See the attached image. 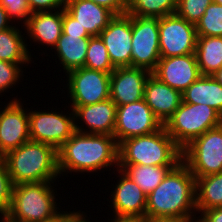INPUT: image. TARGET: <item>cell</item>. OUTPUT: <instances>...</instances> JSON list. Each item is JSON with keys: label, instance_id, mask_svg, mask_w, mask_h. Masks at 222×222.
I'll return each mask as SVG.
<instances>
[{"label": "cell", "instance_id": "ab89813d", "mask_svg": "<svg viewBox=\"0 0 222 222\" xmlns=\"http://www.w3.org/2000/svg\"><path fill=\"white\" fill-rule=\"evenodd\" d=\"M14 26L4 7L0 5V32Z\"/></svg>", "mask_w": 222, "mask_h": 222}, {"label": "cell", "instance_id": "52a82bcc", "mask_svg": "<svg viewBox=\"0 0 222 222\" xmlns=\"http://www.w3.org/2000/svg\"><path fill=\"white\" fill-rule=\"evenodd\" d=\"M182 162L194 177L222 172V124L206 131L183 148Z\"/></svg>", "mask_w": 222, "mask_h": 222}, {"label": "cell", "instance_id": "9a60e30c", "mask_svg": "<svg viewBox=\"0 0 222 222\" xmlns=\"http://www.w3.org/2000/svg\"><path fill=\"white\" fill-rule=\"evenodd\" d=\"M115 68L132 67V16L115 15L108 26L100 33Z\"/></svg>", "mask_w": 222, "mask_h": 222}, {"label": "cell", "instance_id": "44dd1931", "mask_svg": "<svg viewBox=\"0 0 222 222\" xmlns=\"http://www.w3.org/2000/svg\"><path fill=\"white\" fill-rule=\"evenodd\" d=\"M65 10L91 37L99 36L115 17L112 11L91 0H66Z\"/></svg>", "mask_w": 222, "mask_h": 222}, {"label": "cell", "instance_id": "f546056e", "mask_svg": "<svg viewBox=\"0 0 222 222\" xmlns=\"http://www.w3.org/2000/svg\"><path fill=\"white\" fill-rule=\"evenodd\" d=\"M195 27L197 36L222 37V5L212 2Z\"/></svg>", "mask_w": 222, "mask_h": 222}, {"label": "cell", "instance_id": "484cf974", "mask_svg": "<svg viewBox=\"0 0 222 222\" xmlns=\"http://www.w3.org/2000/svg\"><path fill=\"white\" fill-rule=\"evenodd\" d=\"M196 178V211L222 207V172Z\"/></svg>", "mask_w": 222, "mask_h": 222}, {"label": "cell", "instance_id": "f6af8a7d", "mask_svg": "<svg viewBox=\"0 0 222 222\" xmlns=\"http://www.w3.org/2000/svg\"><path fill=\"white\" fill-rule=\"evenodd\" d=\"M0 222H13L6 213H0Z\"/></svg>", "mask_w": 222, "mask_h": 222}, {"label": "cell", "instance_id": "836d02e7", "mask_svg": "<svg viewBox=\"0 0 222 222\" xmlns=\"http://www.w3.org/2000/svg\"><path fill=\"white\" fill-rule=\"evenodd\" d=\"M27 1L28 0H0V5L5 8L9 19L14 22V24L15 21L16 23L18 22V25L21 22V26L24 28L31 15Z\"/></svg>", "mask_w": 222, "mask_h": 222}, {"label": "cell", "instance_id": "d590c367", "mask_svg": "<svg viewBox=\"0 0 222 222\" xmlns=\"http://www.w3.org/2000/svg\"><path fill=\"white\" fill-rule=\"evenodd\" d=\"M62 33L66 35H89L85 28H82L65 9H63Z\"/></svg>", "mask_w": 222, "mask_h": 222}, {"label": "cell", "instance_id": "603a6c76", "mask_svg": "<svg viewBox=\"0 0 222 222\" xmlns=\"http://www.w3.org/2000/svg\"><path fill=\"white\" fill-rule=\"evenodd\" d=\"M182 102L207 104L222 116V85L212 75H201L182 93Z\"/></svg>", "mask_w": 222, "mask_h": 222}, {"label": "cell", "instance_id": "4dcf8cb0", "mask_svg": "<svg viewBox=\"0 0 222 222\" xmlns=\"http://www.w3.org/2000/svg\"><path fill=\"white\" fill-rule=\"evenodd\" d=\"M23 66L27 67L28 65L25 64H16L11 63L8 61L0 60V96L2 97L6 93H8L10 90L14 87L16 88V85L20 82H22V77L24 79V71Z\"/></svg>", "mask_w": 222, "mask_h": 222}, {"label": "cell", "instance_id": "3957f363", "mask_svg": "<svg viewBox=\"0 0 222 222\" xmlns=\"http://www.w3.org/2000/svg\"><path fill=\"white\" fill-rule=\"evenodd\" d=\"M3 157L13 185L60 178L58 150L49 144L29 140Z\"/></svg>", "mask_w": 222, "mask_h": 222}, {"label": "cell", "instance_id": "7bdbcfd3", "mask_svg": "<svg viewBox=\"0 0 222 222\" xmlns=\"http://www.w3.org/2000/svg\"><path fill=\"white\" fill-rule=\"evenodd\" d=\"M45 222H65V211L62 208V212L59 215Z\"/></svg>", "mask_w": 222, "mask_h": 222}, {"label": "cell", "instance_id": "30bf717a", "mask_svg": "<svg viewBox=\"0 0 222 222\" xmlns=\"http://www.w3.org/2000/svg\"><path fill=\"white\" fill-rule=\"evenodd\" d=\"M132 67L151 73L161 58L159 45V18L132 16Z\"/></svg>", "mask_w": 222, "mask_h": 222}, {"label": "cell", "instance_id": "6da1fadb", "mask_svg": "<svg viewBox=\"0 0 222 222\" xmlns=\"http://www.w3.org/2000/svg\"><path fill=\"white\" fill-rule=\"evenodd\" d=\"M196 178L180 162L163 181L147 195L146 218L178 219L184 222L197 218Z\"/></svg>", "mask_w": 222, "mask_h": 222}, {"label": "cell", "instance_id": "74e56055", "mask_svg": "<svg viewBox=\"0 0 222 222\" xmlns=\"http://www.w3.org/2000/svg\"><path fill=\"white\" fill-rule=\"evenodd\" d=\"M198 218L202 222H222V207L203 211Z\"/></svg>", "mask_w": 222, "mask_h": 222}, {"label": "cell", "instance_id": "5bb4252c", "mask_svg": "<svg viewBox=\"0 0 222 222\" xmlns=\"http://www.w3.org/2000/svg\"><path fill=\"white\" fill-rule=\"evenodd\" d=\"M112 173L118 174V176H115L119 178L115 186L112 184V191L109 195L111 199H107L109 203L112 202L108 205L109 208H113L112 216L144 219L146 215L147 195L120 169Z\"/></svg>", "mask_w": 222, "mask_h": 222}, {"label": "cell", "instance_id": "5b68a950", "mask_svg": "<svg viewBox=\"0 0 222 222\" xmlns=\"http://www.w3.org/2000/svg\"><path fill=\"white\" fill-rule=\"evenodd\" d=\"M54 182L56 183L45 181L14 185L11 205L6 214L13 222H45L53 219L62 212L57 203L58 194Z\"/></svg>", "mask_w": 222, "mask_h": 222}, {"label": "cell", "instance_id": "8fae6325", "mask_svg": "<svg viewBox=\"0 0 222 222\" xmlns=\"http://www.w3.org/2000/svg\"><path fill=\"white\" fill-rule=\"evenodd\" d=\"M197 37L195 25L176 13L159 18L161 58L195 53Z\"/></svg>", "mask_w": 222, "mask_h": 222}, {"label": "cell", "instance_id": "f1b7e54d", "mask_svg": "<svg viewBox=\"0 0 222 222\" xmlns=\"http://www.w3.org/2000/svg\"><path fill=\"white\" fill-rule=\"evenodd\" d=\"M84 67L110 74L115 70L100 36L90 37Z\"/></svg>", "mask_w": 222, "mask_h": 222}, {"label": "cell", "instance_id": "60d3db41", "mask_svg": "<svg viewBox=\"0 0 222 222\" xmlns=\"http://www.w3.org/2000/svg\"><path fill=\"white\" fill-rule=\"evenodd\" d=\"M141 222V219L138 218H127V217H111V219L108 218V222Z\"/></svg>", "mask_w": 222, "mask_h": 222}, {"label": "cell", "instance_id": "e0dca14e", "mask_svg": "<svg viewBox=\"0 0 222 222\" xmlns=\"http://www.w3.org/2000/svg\"><path fill=\"white\" fill-rule=\"evenodd\" d=\"M152 74L181 93L201 76L195 53L160 58Z\"/></svg>", "mask_w": 222, "mask_h": 222}, {"label": "cell", "instance_id": "8992f818", "mask_svg": "<svg viewBox=\"0 0 222 222\" xmlns=\"http://www.w3.org/2000/svg\"><path fill=\"white\" fill-rule=\"evenodd\" d=\"M222 124V116L207 104L182 102L166 121L164 128L181 148H185L195 138Z\"/></svg>", "mask_w": 222, "mask_h": 222}, {"label": "cell", "instance_id": "bcb514c9", "mask_svg": "<svg viewBox=\"0 0 222 222\" xmlns=\"http://www.w3.org/2000/svg\"><path fill=\"white\" fill-rule=\"evenodd\" d=\"M189 222H202L198 217L190 220Z\"/></svg>", "mask_w": 222, "mask_h": 222}, {"label": "cell", "instance_id": "ba28073f", "mask_svg": "<svg viewBox=\"0 0 222 222\" xmlns=\"http://www.w3.org/2000/svg\"><path fill=\"white\" fill-rule=\"evenodd\" d=\"M28 109L30 140L49 144L57 150L73 135L75 130L74 112L57 109ZM69 113V114H68Z\"/></svg>", "mask_w": 222, "mask_h": 222}, {"label": "cell", "instance_id": "f35d334b", "mask_svg": "<svg viewBox=\"0 0 222 222\" xmlns=\"http://www.w3.org/2000/svg\"><path fill=\"white\" fill-rule=\"evenodd\" d=\"M84 211H65V222H92Z\"/></svg>", "mask_w": 222, "mask_h": 222}, {"label": "cell", "instance_id": "d6a6232c", "mask_svg": "<svg viewBox=\"0 0 222 222\" xmlns=\"http://www.w3.org/2000/svg\"><path fill=\"white\" fill-rule=\"evenodd\" d=\"M13 183L3 156H0V213H6L11 205Z\"/></svg>", "mask_w": 222, "mask_h": 222}, {"label": "cell", "instance_id": "b9f144b4", "mask_svg": "<svg viewBox=\"0 0 222 222\" xmlns=\"http://www.w3.org/2000/svg\"><path fill=\"white\" fill-rule=\"evenodd\" d=\"M141 222H184L178 219H165V218H144Z\"/></svg>", "mask_w": 222, "mask_h": 222}, {"label": "cell", "instance_id": "9c48e42d", "mask_svg": "<svg viewBox=\"0 0 222 222\" xmlns=\"http://www.w3.org/2000/svg\"><path fill=\"white\" fill-rule=\"evenodd\" d=\"M70 106H85L110 98V73L81 67L66 73Z\"/></svg>", "mask_w": 222, "mask_h": 222}, {"label": "cell", "instance_id": "d6986e66", "mask_svg": "<svg viewBox=\"0 0 222 222\" xmlns=\"http://www.w3.org/2000/svg\"><path fill=\"white\" fill-rule=\"evenodd\" d=\"M62 23H63V9L54 11H44L32 13L27 24L22 30L27 33L26 39L29 42H36V45L40 48V45L47 47L46 51H53L58 39L62 35ZM29 37V38H28ZM38 43V44H37Z\"/></svg>", "mask_w": 222, "mask_h": 222}, {"label": "cell", "instance_id": "7a4b0ae2", "mask_svg": "<svg viewBox=\"0 0 222 222\" xmlns=\"http://www.w3.org/2000/svg\"><path fill=\"white\" fill-rule=\"evenodd\" d=\"M118 146L114 136L75 131L58 149L60 177L72 172L99 174L107 167L118 169Z\"/></svg>", "mask_w": 222, "mask_h": 222}, {"label": "cell", "instance_id": "8d00e7d4", "mask_svg": "<svg viewBox=\"0 0 222 222\" xmlns=\"http://www.w3.org/2000/svg\"><path fill=\"white\" fill-rule=\"evenodd\" d=\"M92 2L106 7L115 15H123L127 13L128 3L126 0H91Z\"/></svg>", "mask_w": 222, "mask_h": 222}, {"label": "cell", "instance_id": "e575fe53", "mask_svg": "<svg viewBox=\"0 0 222 222\" xmlns=\"http://www.w3.org/2000/svg\"><path fill=\"white\" fill-rule=\"evenodd\" d=\"M66 0H28L31 14L36 12L65 9Z\"/></svg>", "mask_w": 222, "mask_h": 222}, {"label": "cell", "instance_id": "83f0119b", "mask_svg": "<svg viewBox=\"0 0 222 222\" xmlns=\"http://www.w3.org/2000/svg\"><path fill=\"white\" fill-rule=\"evenodd\" d=\"M176 8L177 0H130L127 14L162 18L174 14Z\"/></svg>", "mask_w": 222, "mask_h": 222}, {"label": "cell", "instance_id": "1f68e13d", "mask_svg": "<svg viewBox=\"0 0 222 222\" xmlns=\"http://www.w3.org/2000/svg\"><path fill=\"white\" fill-rule=\"evenodd\" d=\"M213 0H177L176 14L196 25Z\"/></svg>", "mask_w": 222, "mask_h": 222}, {"label": "cell", "instance_id": "4316f807", "mask_svg": "<svg viewBox=\"0 0 222 222\" xmlns=\"http://www.w3.org/2000/svg\"><path fill=\"white\" fill-rule=\"evenodd\" d=\"M176 166L118 165L125 175L132 179L148 195Z\"/></svg>", "mask_w": 222, "mask_h": 222}, {"label": "cell", "instance_id": "ac0fdd59", "mask_svg": "<svg viewBox=\"0 0 222 222\" xmlns=\"http://www.w3.org/2000/svg\"><path fill=\"white\" fill-rule=\"evenodd\" d=\"M151 72L137 67H118L110 76V99L122 106L144 98V88Z\"/></svg>", "mask_w": 222, "mask_h": 222}, {"label": "cell", "instance_id": "cb8c5ba5", "mask_svg": "<svg viewBox=\"0 0 222 222\" xmlns=\"http://www.w3.org/2000/svg\"><path fill=\"white\" fill-rule=\"evenodd\" d=\"M16 25L0 32V60L29 65L35 61L29 51L31 49H28L31 47H28L25 32L19 28L20 25Z\"/></svg>", "mask_w": 222, "mask_h": 222}, {"label": "cell", "instance_id": "7402d4cb", "mask_svg": "<svg viewBox=\"0 0 222 222\" xmlns=\"http://www.w3.org/2000/svg\"><path fill=\"white\" fill-rule=\"evenodd\" d=\"M90 35H66L63 34L53 48L54 54L51 55L58 58V65L62 67L65 74L73 69L84 67L87 55V48ZM57 54V55H56Z\"/></svg>", "mask_w": 222, "mask_h": 222}, {"label": "cell", "instance_id": "4fadbf2b", "mask_svg": "<svg viewBox=\"0 0 222 222\" xmlns=\"http://www.w3.org/2000/svg\"><path fill=\"white\" fill-rule=\"evenodd\" d=\"M11 99L0 107V156L30 140L28 107L22 98Z\"/></svg>", "mask_w": 222, "mask_h": 222}, {"label": "cell", "instance_id": "ee69618b", "mask_svg": "<svg viewBox=\"0 0 222 222\" xmlns=\"http://www.w3.org/2000/svg\"><path fill=\"white\" fill-rule=\"evenodd\" d=\"M214 79L222 85V66L213 75Z\"/></svg>", "mask_w": 222, "mask_h": 222}, {"label": "cell", "instance_id": "7dc6e473", "mask_svg": "<svg viewBox=\"0 0 222 222\" xmlns=\"http://www.w3.org/2000/svg\"><path fill=\"white\" fill-rule=\"evenodd\" d=\"M213 2L222 5V0H213Z\"/></svg>", "mask_w": 222, "mask_h": 222}, {"label": "cell", "instance_id": "d4e9b609", "mask_svg": "<svg viewBox=\"0 0 222 222\" xmlns=\"http://www.w3.org/2000/svg\"><path fill=\"white\" fill-rule=\"evenodd\" d=\"M195 55L201 75H213L222 66V37L198 36Z\"/></svg>", "mask_w": 222, "mask_h": 222}, {"label": "cell", "instance_id": "7c38bea8", "mask_svg": "<svg viewBox=\"0 0 222 222\" xmlns=\"http://www.w3.org/2000/svg\"><path fill=\"white\" fill-rule=\"evenodd\" d=\"M164 125L154 115L144 99L117 106L114 138L121 141L152 134Z\"/></svg>", "mask_w": 222, "mask_h": 222}, {"label": "cell", "instance_id": "277c9868", "mask_svg": "<svg viewBox=\"0 0 222 222\" xmlns=\"http://www.w3.org/2000/svg\"><path fill=\"white\" fill-rule=\"evenodd\" d=\"M182 149L164 126L148 135L123 140L118 146V165L177 166Z\"/></svg>", "mask_w": 222, "mask_h": 222}, {"label": "cell", "instance_id": "2e32d148", "mask_svg": "<svg viewBox=\"0 0 222 222\" xmlns=\"http://www.w3.org/2000/svg\"><path fill=\"white\" fill-rule=\"evenodd\" d=\"M70 108L74 112L76 131L88 134L114 135L117 105L110 98L99 103L71 106Z\"/></svg>", "mask_w": 222, "mask_h": 222}, {"label": "cell", "instance_id": "ffe728a7", "mask_svg": "<svg viewBox=\"0 0 222 222\" xmlns=\"http://www.w3.org/2000/svg\"><path fill=\"white\" fill-rule=\"evenodd\" d=\"M143 99L164 125L182 103V93L151 73L145 84Z\"/></svg>", "mask_w": 222, "mask_h": 222}]
</instances>
